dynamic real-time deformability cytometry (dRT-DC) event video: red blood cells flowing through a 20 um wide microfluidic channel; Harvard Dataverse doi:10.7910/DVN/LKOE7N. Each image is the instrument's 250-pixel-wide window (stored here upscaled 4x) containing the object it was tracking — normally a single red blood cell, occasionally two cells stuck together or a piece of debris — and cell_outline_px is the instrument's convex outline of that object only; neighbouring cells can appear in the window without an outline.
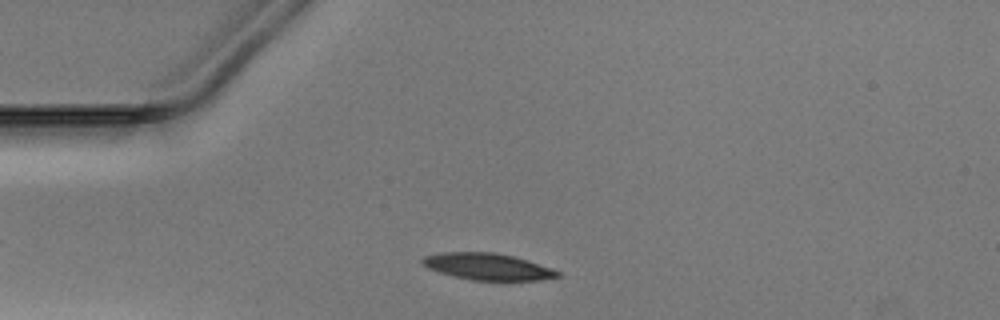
{"species": "Egyptian fruit bat (a non-hibernating species)", "species_latin": "Rousettus aegyptiacus", "temperature_condition": "warm", "stored_images_in_passage": 33, "camera_frame_rate_fps": 3000, "um_per_image_px": 0.085, "animal": {"sex": "male"}, "frame": {"image": 1, "passage_image": 5, "time_ms": 1.333, "image_size_px": [1000, 320], "cell_outline_px": [[560, 276], [536, 280], [472, 280], [440, 272], [428, 268], [420, 260], [424, 256], [444, 252], [492, 252], [512, 256], [552, 268], [560, 272]], "centroid_in_image_um": [41.43, 22.65], "position_along_channel_um": 43.6, "area_um2": 20.58}}
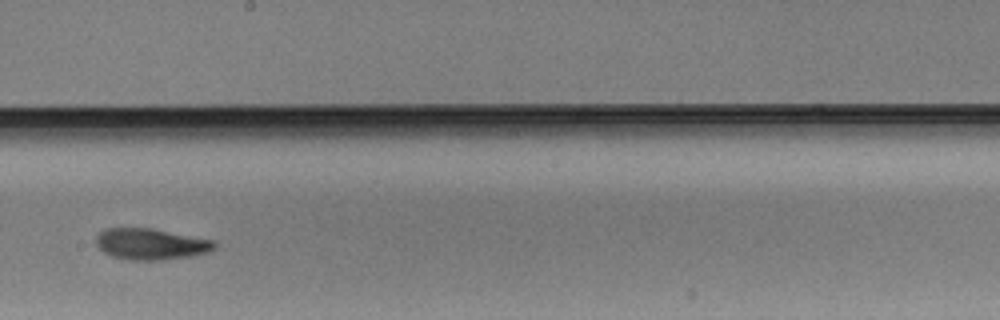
{"frame": {"image": 2, "passage_image": 21, "time_ms": 6.667, "image_size_px": [1000, 320], "cell_outline_px": [[216, 248], [208, 252], [192, 256], [160, 260], [132, 260], [112, 256], [104, 252], [96, 244], [96, 236], [104, 228], [152, 228], [216, 240]], "centroid_in_image_um": [12.86, 20.74], "position_along_channel_um": 235.3, "area_um2": 21.68}}
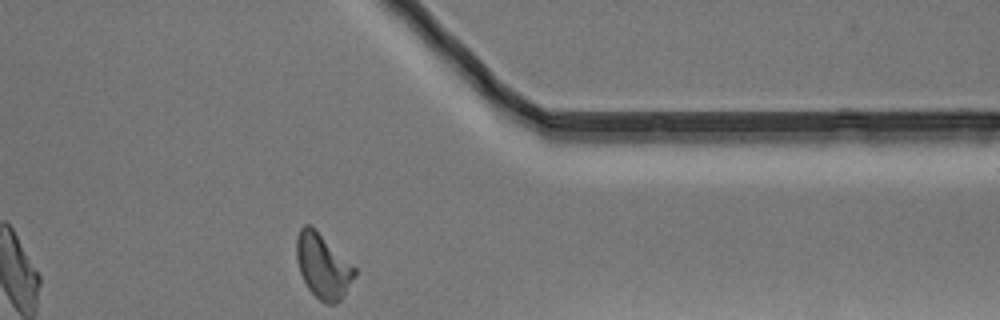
{"frame": {"image": 3, "passage_image": 33, "time_ms": 10.667, "image_size_px": [1000, 320], "cell_outline_px": [[356, 276], [344, 296], [336, 304], [324, 304], [308, 288], [300, 272], [296, 260], [296, 236], [300, 228], [304, 224], [308, 224], [316, 228], [356, 268]], "centroid_in_image_um": [27.45, 22.6], "position_along_channel_um": 383.9, "area_um2": 22.14}}